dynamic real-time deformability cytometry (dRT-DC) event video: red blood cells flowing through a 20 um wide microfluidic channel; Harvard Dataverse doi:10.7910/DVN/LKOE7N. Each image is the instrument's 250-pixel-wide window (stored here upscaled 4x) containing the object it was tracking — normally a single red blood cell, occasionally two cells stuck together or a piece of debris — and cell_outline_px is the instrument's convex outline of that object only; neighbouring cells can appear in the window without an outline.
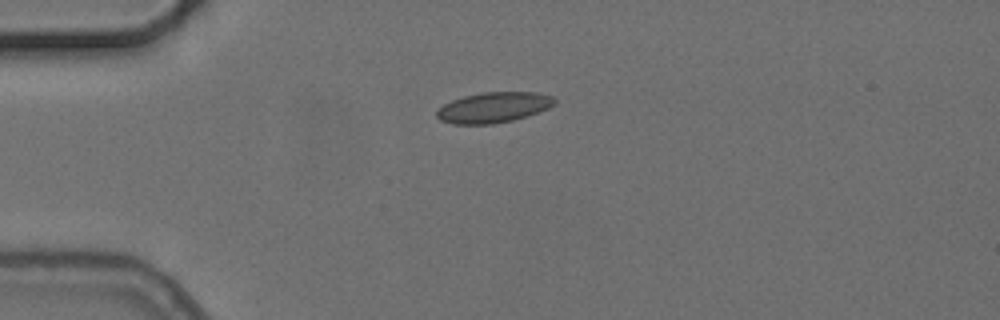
{"species": "common noctule bat (a hibernating species)", "species_latin": "Nyctalus noctula", "temperature_condition": "cold", "stored_images_in_passage": 7, "camera_frame_rate_fps": 3000, "um_per_image_px": 0.085, "animal": {"sex": "female", "body_mass_g": 24.6, "forearm_length_mm": 56.2}, "frame": {"image": 1, "passage_image": 1, "time_ms": 0.0, "image_size_px": [1000, 320], "cell_outline_px": [[556, 104], [548, 108], [528, 116], [512, 120], [492, 124], [452, 124], [440, 120], [436, 116], [436, 112], [444, 104], [452, 100], [464, 96], [484, 92], [536, 92], [552, 96], [556, 100]], "centroid_in_image_um": [41.96, 9.13], "position_along_channel_um": 43.0, "area_um2": 20.92}}
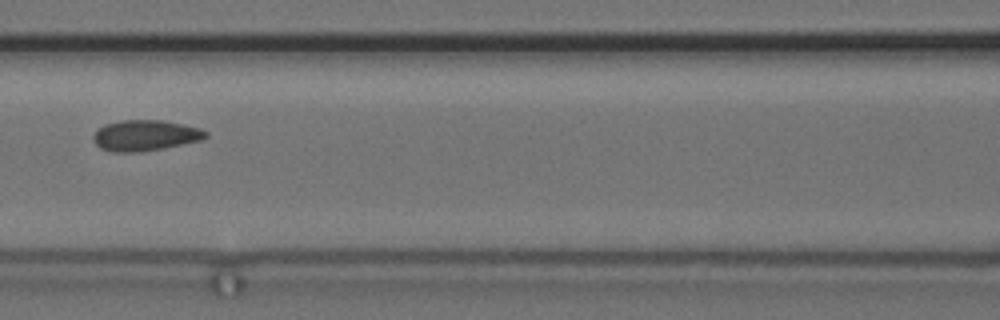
{"frame": {"image": 2, "passage_image": 4, "time_ms": 3.667, "image_size_px": [1000, 320], "cell_outline_px": [[208, 136], [200, 140], [140, 152], [112, 152], [100, 148], [96, 144], [92, 136], [104, 124], [120, 120], [164, 120], [184, 124], [200, 128], [208, 132]], "centroid_in_image_um": [12.33, 11.5], "position_along_channel_um": 154.3, "area_um2": 20.06}}
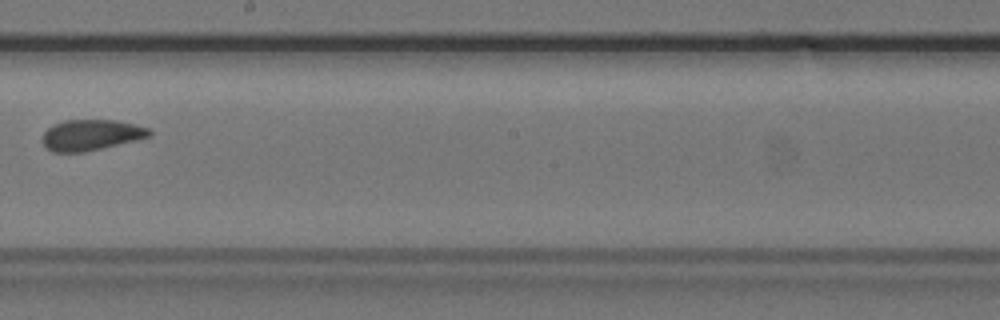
{"frame": {"image": 3, "passage_image": 6, "time_ms": 6.0, "image_size_px": [1000, 320], "cell_outline_px": [[152, 136], [136, 140], [84, 152], [52, 152], [44, 144], [44, 132], [52, 124], [64, 120], [120, 120], [136, 124], [148, 128], [152, 132]], "centroid_in_image_um": [7.78, 11.46], "position_along_channel_um": 240.4, "area_um2": 19.19}}